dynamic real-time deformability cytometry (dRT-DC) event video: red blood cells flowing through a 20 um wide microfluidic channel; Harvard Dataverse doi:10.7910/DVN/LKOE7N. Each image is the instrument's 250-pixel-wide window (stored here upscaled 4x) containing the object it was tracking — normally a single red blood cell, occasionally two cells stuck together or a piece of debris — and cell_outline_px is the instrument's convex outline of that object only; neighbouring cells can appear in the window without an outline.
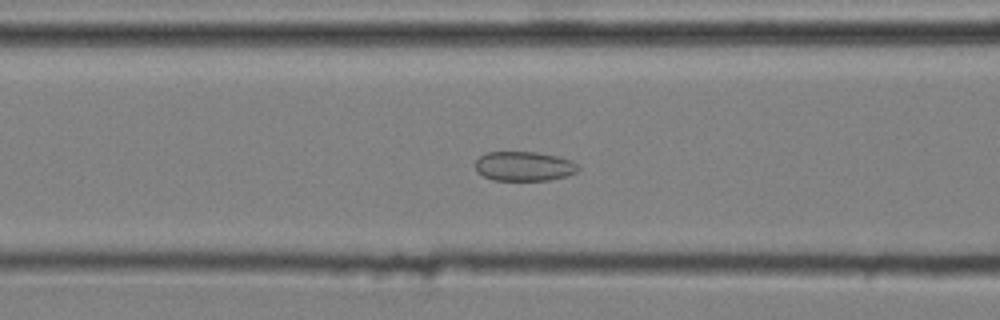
{"species": "common noctule bat (a hibernating species)", "species_latin": "Nyctalus noctula", "temperature_condition": "cold", "stored_images_in_passage": 53, "camera_frame_rate_fps": 3000, "um_per_image_px": 0.085, "animal": {"sex": "male", "body_mass_g": 20.4}, "frame": {"image": 1, "passage_image": 22, "time_ms": 7.0, "image_size_px": [1000, 320], "cell_outline_px": [[580, 168], [576, 172], [568, 176], [548, 180], [492, 180], [476, 172], [476, 160], [484, 152], [536, 152], [560, 156], [572, 160]], "centroid_in_image_um": [44.55, 14.12], "position_along_channel_um": 122.0, "area_um2": 17.86}}
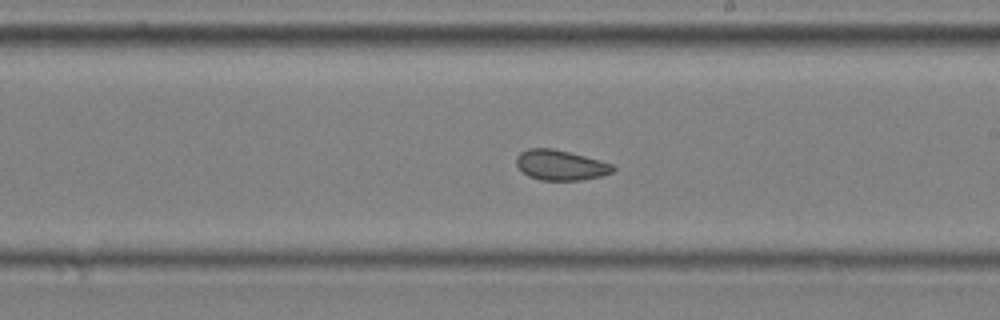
{"frame": {"image": 2, "passage_image": 32, "time_ms": 10.333, "image_size_px": [1000, 320], "cell_outline_px": [[616, 168], [612, 172], [600, 176], [580, 180], [540, 180], [528, 176], [516, 164], [516, 156], [520, 152], [528, 148], [552, 148], [584, 156], [612, 164]], "centroid_in_image_um": [47.62, 14.03], "position_along_channel_um": 241.4, "area_um2": 16.82}}
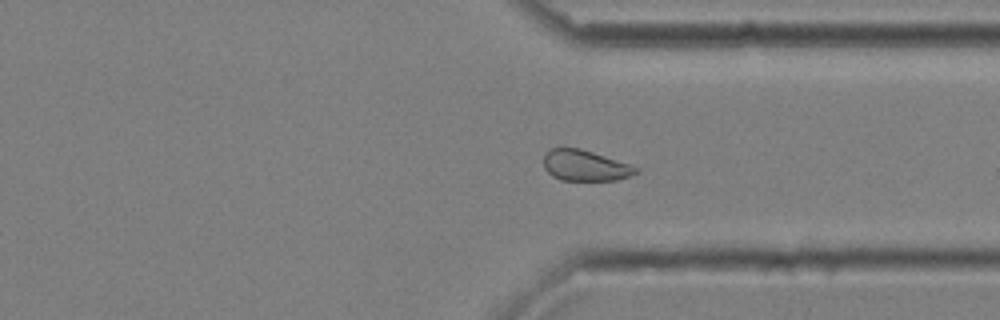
{"frame": {"image": 3, "passage_image": 42, "time_ms": 13.667, "image_size_px": [1000, 320], "cell_outline_px": [[640, 172], [632, 176], [616, 180], [560, 180], [552, 176], [544, 168], [544, 156], [552, 148], [580, 148], [640, 168]], "centroid_in_image_um": [49.76, 14.09], "position_along_channel_um": 361.6, "area_um2": 16.47}, "authors_computed_cell_mechanics": {"area_um2": 18.496, "velocity_mm_per_s": 3.582, "shape_relaxation_time_tau1_ms": null, "shape_relaxation_time_tau2_ms": 2.1065, "deformation_change_tau1": null, "deformation_change_tau2": 0.0705}}